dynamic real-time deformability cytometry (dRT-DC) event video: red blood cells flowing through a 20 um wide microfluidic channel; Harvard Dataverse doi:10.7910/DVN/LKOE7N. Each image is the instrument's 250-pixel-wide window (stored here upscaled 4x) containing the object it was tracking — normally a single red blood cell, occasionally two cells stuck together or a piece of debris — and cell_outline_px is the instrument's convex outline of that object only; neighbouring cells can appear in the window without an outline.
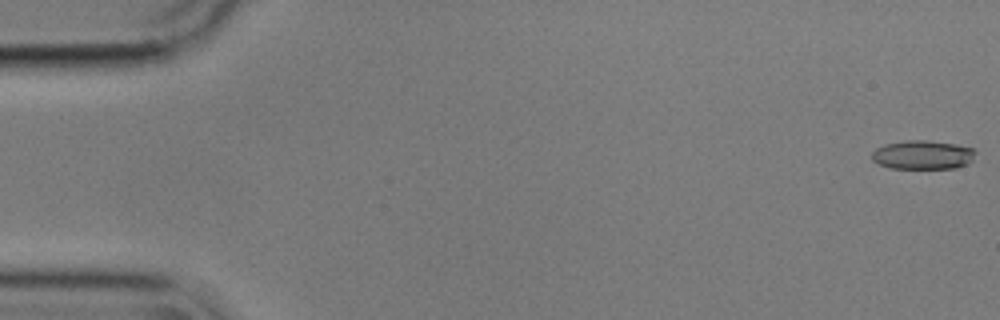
{"species": "common noctule bat (a hibernating species)", "species_latin": "Nyctalus noctula", "temperature_condition": "cold", "stored_images_in_passage": 17, "camera_frame_rate_fps": 3000, "um_per_image_px": 0.085, "animal": {"sex": "male", "body_mass_g": 17.9}, "frame": {"image": 1, "passage_image": 1, "time_ms": 0.0, "image_size_px": [1000, 320], "cell_outline_px": [[976, 152], [972, 160], [968, 164], [956, 168], [888, 168], [872, 160], [872, 152], [876, 148], [884, 144], [908, 140], [928, 140], [956, 144], [972, 148]], "centroid_in_image_um": [78.43, 13.16], "position_along_channel_um": 6.6, "area_um2": 17.51}}
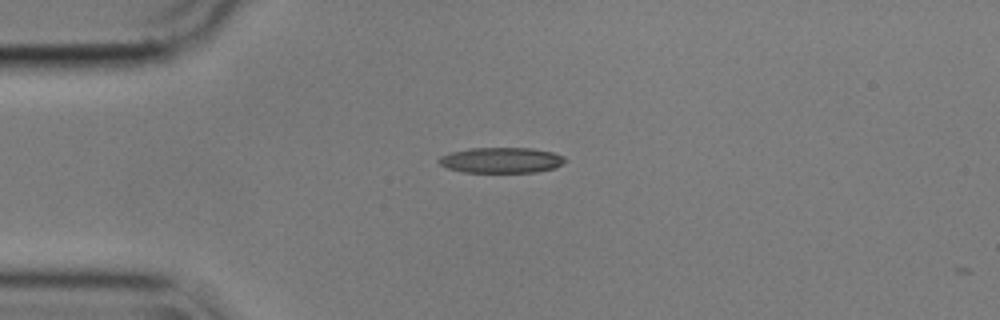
{"frame": {"image": 2, "passage_image": 14, "time_ms": 4.333, "image_size_px": [1000, 320], "cell_outline_px": [[568, 160], [556, 168], [536, 172], [464, 172], [448, 168], [440, 164], [436, 160], [440, 156], [452, 152], [472, 148], [532, 148], [552, 152], [564, 156]], "centroid_in_image_um": [42.64, 13.62], "position_along_channel_um": 42.4, "area_um2": 18.84}}